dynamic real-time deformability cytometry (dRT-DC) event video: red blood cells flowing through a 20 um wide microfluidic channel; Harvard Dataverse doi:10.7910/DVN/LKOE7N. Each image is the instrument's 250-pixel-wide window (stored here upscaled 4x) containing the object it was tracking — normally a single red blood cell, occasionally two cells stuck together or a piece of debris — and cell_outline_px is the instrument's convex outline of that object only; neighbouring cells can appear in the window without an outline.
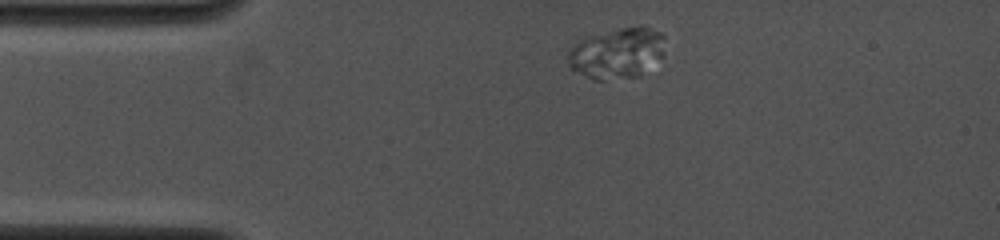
{"species": "common noctule bat (a hibernating species)", "species_latin": "Nyctalus noctula", "temperature_condition": "cold", "stored_images_in_passage": 22, "camera_frame_rate_fps": 4000, "um_per_image_px": 0.085, "animal": {"sex": "female", "body_mass_g": 19.0, "forearm_length_mm": 53.3}, "frame": {"image": 1, "passage_image": 1, "time_ms": 0.0, "image_size_px": [1000, 240], "cell_outline_px": [[664, 56], [640, 76], [604, 80], [596, 80], [572, 68], [568, 64], [568, 48], [584, 36], [620, 28], [640, 24], [644, 24], [660, 32], [664, 36]], "centroid_in_image_um": [52.48, 4.47], "position_along_channel_um": 32.5, "area_um2": 29.25}}
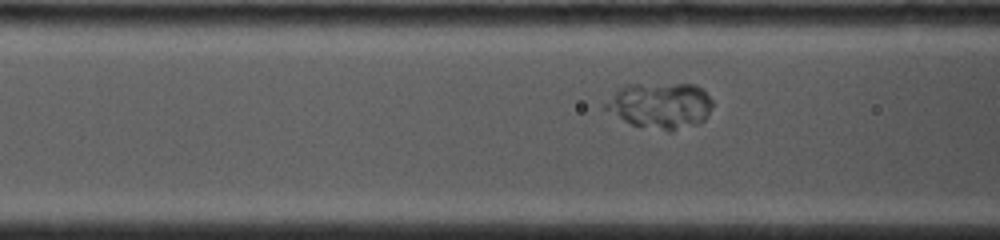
{"frame": {"image": 2, "passage_image": 10, "time_ms": 3.0, "image_size_px": [1000, 240], "cell_outline_px": [[712, 108], [708, 116], [704, 120], [696, 124], [672, 132], [668, 132], [632, 124], [624, 120], [604, 108], [604, 104], [620, 88], [628, 84], [696, 84], [712, 100]], "centroid_in_image_um": [56.17, 8.98], "position_along_channel_um": 110.4, "area_um2": 28.55}}
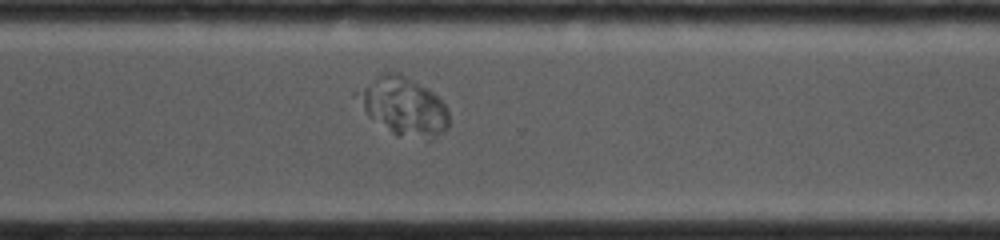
{"frame": {"image": 3, "passage_image": 22, "time_ms": 8.75, "image_size_px": [1000, 240], "cell_outline_px": [[448, 128], [424, 140], [396, 136], [368, 116], [352, 96], [352, 92], [380, 72], [400, 72], [428, 88], [448, 108]], "centroid_in_image_um": [34.21, 9.0], "position_along_channel_um": 336.4, "area_um2": 31.56}}